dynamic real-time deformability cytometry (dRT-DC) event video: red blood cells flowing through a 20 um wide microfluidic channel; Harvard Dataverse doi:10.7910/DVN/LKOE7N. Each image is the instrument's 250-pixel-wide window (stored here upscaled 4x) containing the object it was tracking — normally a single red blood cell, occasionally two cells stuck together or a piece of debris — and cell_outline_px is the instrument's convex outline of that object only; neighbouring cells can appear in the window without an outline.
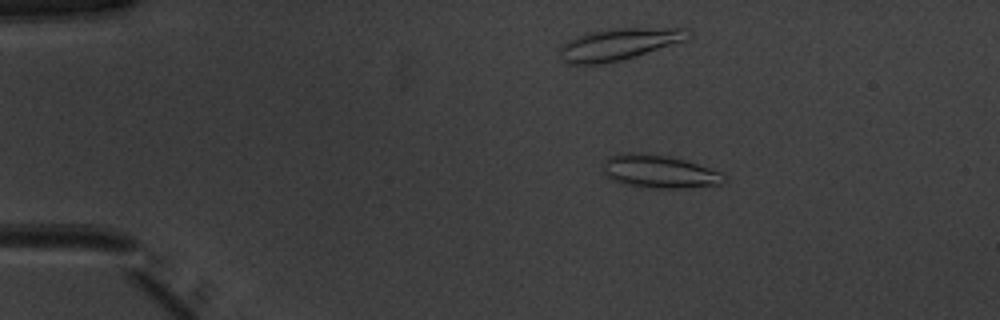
{"species": "common noctule bat (a hibernating species)", "species_latin": "Nyctalus noctula", "temperature_condition": "warm", "stored_images_in_passage": 51, "camera_frame_rate_fps": 3000, "um_per_image_px": 0.085, "animal": {"sex": "male", "body_mass_g": 20.1, "forearm_length_mm": 53.5}, "frame": {"image": 1, "passage_image": 10, "time_ms": 3.0, "image_size_px": [1000, 320], "cell_outline_px": [[728, 180], [720, 184], [688, 188], [656, 188], [624, 184], [612, 180], [604, 172], [604, 160], [608, 156], [624, 152], [668, 156], [684, 160], [724, 172]], "centroid_in_image_um": [56.09, 14.59], "position_along_channel_um": 28.9, "area_um2": 23.29}}
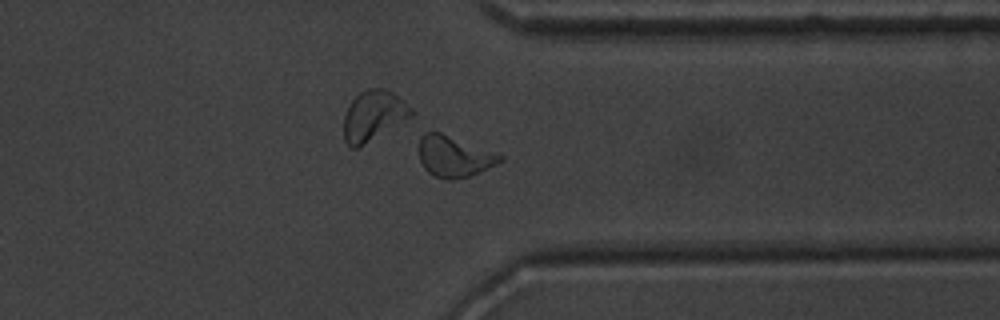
{"frame": {"image": 2, "passage_image": 41, "time_ms": 13.333, "image_size_px": [1000, 320], "cell_outline_px": [[504, 160], [496, 164], [468, 176], [452, 180], [444, 180], [428, 172], [424, 168], [420, 160], [420, 136], [424, 132], [440, 132], [504, 156]], "centroid_in_image_um": [38.57, 13.3], "position_along_channel_um": 372.8, "area_um2": 19.02}}
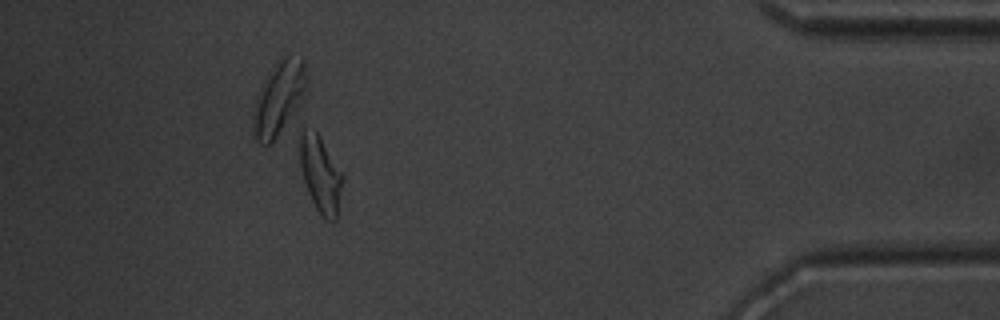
{"frame": {"image": 3, "passage_image": 47, "time_ms": 15.333, "image_size_px": [1000, 320], "cell_outline_px": [[344, 176], [336, 220], [332, 224], [324, 220], [316, 208], [308, 192], [304, 180], [300, 164], [300, 132], [304, 128], [316, 132], [320, 136]], "centroid_in_image_um": [27.26, 14.86], "position_along_channel_um": 407.9, "area_um2": 19.02}, "authors_computed_cell_mechanics": {"area_um2": 19.0162, "velocity_mm_per_s": 4.001, "shape_relaxation_time_tau1_ms": 4.3436, "shape_relaxation_time_tau2_ms": 1.541, "deformation_change_tau1": 0.1592, "deformation_change_tau2": 0.0878}}